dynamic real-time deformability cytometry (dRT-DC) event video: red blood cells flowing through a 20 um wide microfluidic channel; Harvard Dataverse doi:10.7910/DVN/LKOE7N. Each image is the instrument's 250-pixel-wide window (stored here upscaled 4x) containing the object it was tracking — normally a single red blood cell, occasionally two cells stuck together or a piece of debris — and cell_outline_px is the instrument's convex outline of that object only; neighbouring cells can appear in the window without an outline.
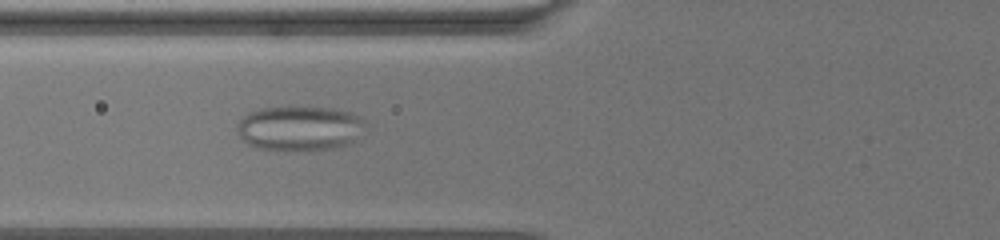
{"species": "common noctule bat (a hibernating species)", "species_latin": "Nyctalus noctula", "temperature_condition": "warm", "stored_images_in_passage": 31, "camera_frame_rate_fps": 3000, "um_per_image_px": 0.085, "animal": {"sex": "female", "body_mass_g": 19.5, "forearm_length_mm": 54.1}, "frame": {"image": 1, "passage_image": 5, "time_ms": 3.0, "image_size_px": [1000, 240], "cell_outline_px": [[368, 124], [356, 140], [344, 148], [312, 152], [288, 152], [260, 148], [248, 144], [240, 136], [236, 124], [240, 120], [252, 112], [264, 108], [324, 108], [348, 112], [360, 116]], "centroid_in_image_um": [25.56, 10.98], "position_along_channel_um": 100.2, "area_um2": 33.99}}
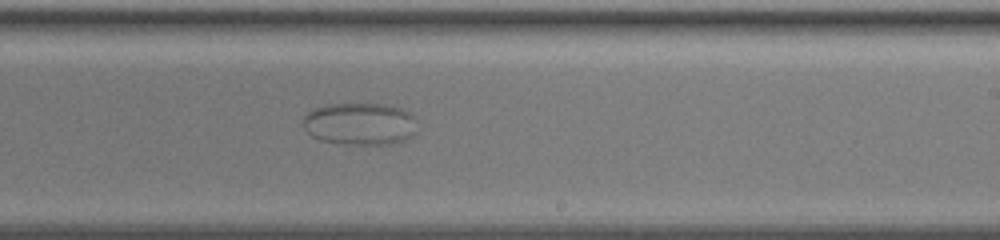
{"frame": {"image": 2, "passage_image": 18, "time_ms": 8.667, "image_size_px": [1000, 240], "cell_outline_px": [[416, 132], [412, 136], [404, 140], [392, 144], [344, 144], [320, 140], [312, 136], [304, 128], [304, 116], [312, 108], [328, 104], [384, 104], [400, 108], [408, 112]], "centroid_in_image_um": [30.54, 10.53], "position_along_channel_um": 258.5, "area_um2": 27.86}}
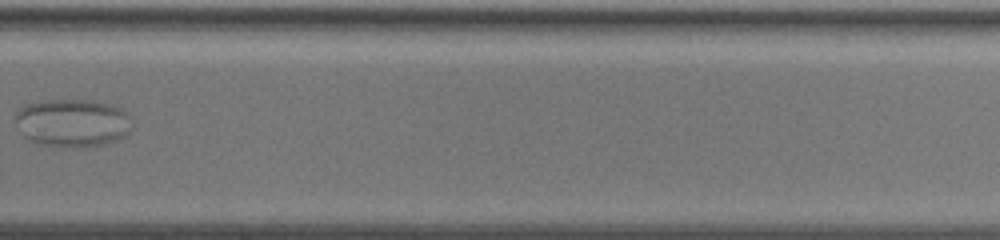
{"frame": {"image": 3, "passage_image": 20, "time_ms": 11.0, "image_size_px": [1000, 240], "cell_outline_px": [[132, 132], [128, 136], [104, 144], [64, 148], [36, 144], [28, 140], [20, 132], [16, 120], [16, 112], [20, 108], [28, 104], [44, 100], [92, 100], [120, 108], [128, 116]], "centroid_in_image_um": [6.14, 10.47], "position_along_channel_um": 323.7, "area_um2": 32.71}}